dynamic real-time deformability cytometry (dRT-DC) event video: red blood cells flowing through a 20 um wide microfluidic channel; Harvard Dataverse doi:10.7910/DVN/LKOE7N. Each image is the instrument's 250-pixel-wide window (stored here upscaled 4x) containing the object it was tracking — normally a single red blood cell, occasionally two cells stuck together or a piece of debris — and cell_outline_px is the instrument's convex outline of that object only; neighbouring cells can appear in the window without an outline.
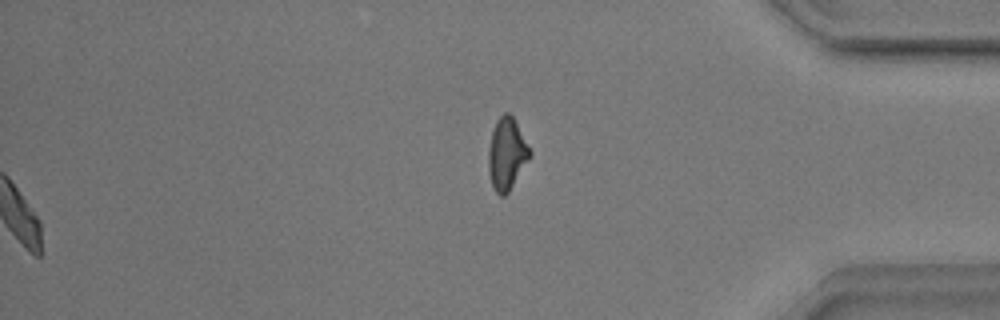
{"species": "common noctule bat (a hibernating species)", "species_latin": "Nyctalus noctula", "temperature_condition": "warm", "stored_images_in_passage": 53, "segment_of_instrument_passage": [2, 2], "camera_frame_rate_fps": 3000, "um_per_image_px": 0.085, "animal": {"sex": "male", "body_mass_g": 17.9}, "frame": {"image": 1, "passage_image": 53, "time_ms": 17.333, "image_size_px": [1000, 320], "cell_outline_px": [[532, 152], [528, 160], [508, 192], [504, 196], [500, 196], [496, 192], [492, 184], [488, 172], [488, 148], [492, 132], [496, 120], [504, 112], [508, 112], [512, 116]], "centroid_in_image_um": [43.05, 13.07], "position_along_channel_um": 392.1, "area_um2": 17.11}}